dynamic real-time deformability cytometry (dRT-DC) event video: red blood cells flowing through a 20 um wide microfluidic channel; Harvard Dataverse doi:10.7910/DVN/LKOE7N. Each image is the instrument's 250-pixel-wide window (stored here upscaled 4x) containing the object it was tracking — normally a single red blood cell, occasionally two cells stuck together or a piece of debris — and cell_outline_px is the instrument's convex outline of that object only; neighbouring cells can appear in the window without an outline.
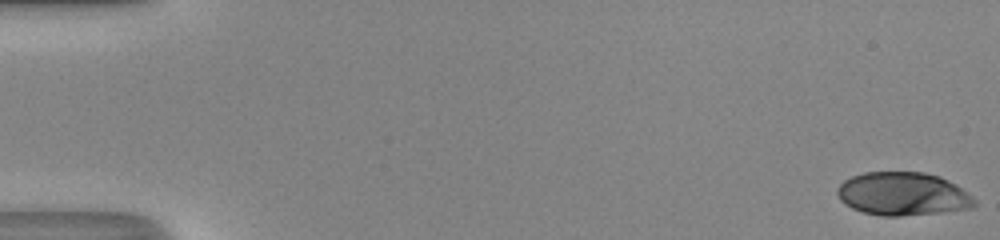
{"species": "human", "species_latin": "Homo sapiens", "temperature_condition": "room temperature", "stored_images_in_passage": 17, "camera_frame_rate_fps": 3000, "um_per_image_px": 0.085, "donor": {"sex": "male"}, "frame": {"image": 1, "passage_image": 1, "time_ms": 0.0, "image_size_px": [1000, 240], "cell_outline_px": [[976, 204], [972, 208], [940, 212], [900, 216], [880, 216], [864, 212], [852, 208], [844, 204], [840, 200], [836, 192], [836, 188], [844, 180], [852, 176], [864, 172], [924, 172], [940, 176], [956, 184], [972, 196], [976, 200]], "centroid_in_image_um": [76.73, 16.48], "position_along_channel_um": 8.3, "area_um2": 34.74}}
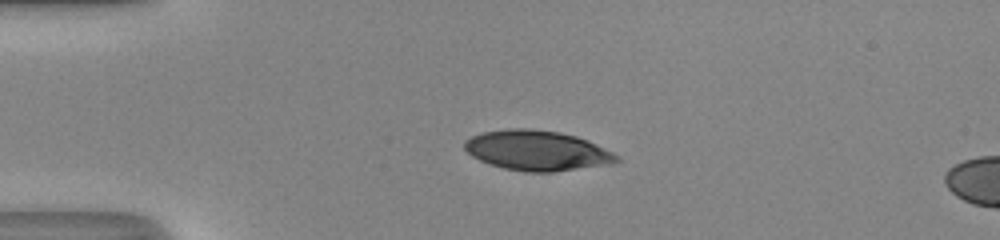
{"frame": {"image": 2, "passage_image": 13, "time_ms": 4.0, "image_size_px": [1000, 240], "cell_outline_px": [[620, 160], [616, 164], [552, 172], [524, 172], [504, 168], [488, 164], [472, 156], [464, 148], [464, 140], [472, 136], [484, 132], [508, 128], [528, 128], [560, 132], [576, 136], [588, 140], [620, 156]], "centroid_in_image_um": [45.68, 12.8], "position_along_channel_um": 39.3, "area_um2": 35.84}}